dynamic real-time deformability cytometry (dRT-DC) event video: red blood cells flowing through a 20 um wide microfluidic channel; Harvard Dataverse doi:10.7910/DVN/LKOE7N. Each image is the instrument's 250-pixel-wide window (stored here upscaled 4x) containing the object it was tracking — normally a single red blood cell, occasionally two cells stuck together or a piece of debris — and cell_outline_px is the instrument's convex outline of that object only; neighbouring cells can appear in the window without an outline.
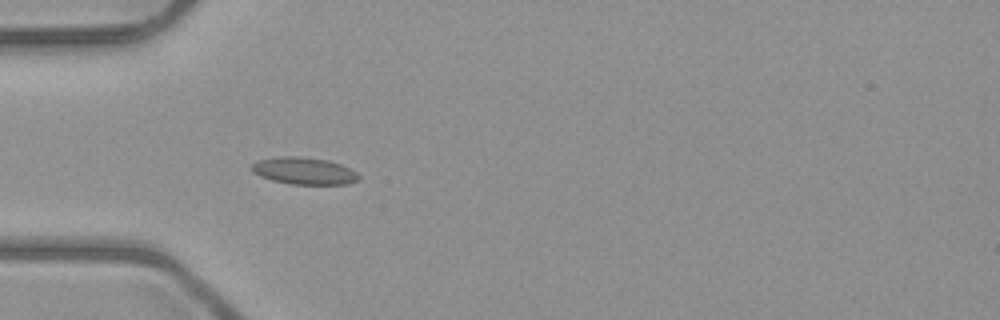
{"species": "common noctule bat (a hibernating species)", "species_latin": "Nyctalus noctula", "temperature_condition": "room temperature", "stored_images_in_passage": 4, "camera_frame_rate_fps": 3000, "um_per_image_px": 0.085, "animal": {"sex": "male", "body_mass_g": 23.1, "forearm_length_mm": 52.7}, "frame": {"image": 1, "passage_image": 4, "time_ms": 3.333, "image_size_px": [1000, 320], "cell_outline_px": [[360, 180], [348, 184], [292, 184], [272, 180], [260, 176], [252, 172], [248, 168], [256, 160], [280, 156], [300, 156], [328, 160], [340, 164], [356, 172], [360, 176]], "centroid_in_image_um": [25.81, 14.52], "position_along_channel_um": 59.2, "area_um2": 17.05}}